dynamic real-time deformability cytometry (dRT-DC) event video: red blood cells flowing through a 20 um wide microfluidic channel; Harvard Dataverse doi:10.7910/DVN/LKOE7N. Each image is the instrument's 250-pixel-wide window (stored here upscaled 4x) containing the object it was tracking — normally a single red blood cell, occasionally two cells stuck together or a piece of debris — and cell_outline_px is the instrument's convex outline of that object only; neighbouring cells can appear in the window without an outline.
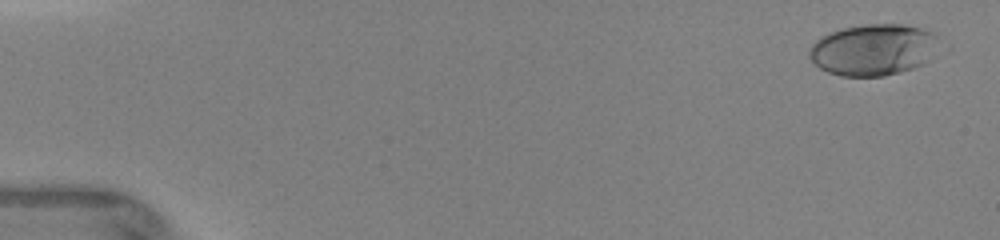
{"species": "human", "species_latin": "Homo sapiens", "temperature_condition": "warm", "stored_images_in_passage": 55, "camera_frame_rate_fps": 3000, "um_per_image_px": 0.085, "donor": {"sex": "female"}, "frame": {"image": 1, "passage_image": 2, "time_ms": 0.333, "image_size_px": [1000, 240], "cell_outline_px": [[936, 36], [928, 60], [924, 64], [900, 72], [884, 76], [840, 76], [828, 72], [820, 68], [808, 56], [808, 48], [820, 36], [828, 32], [840, 28], [864, 24], [904, 24], [920, 28], [932, 32]], "centroid_in_image_um": [74.13, 4.22], "position_along_channel_um": 10.9, "area_um2": 38.67}}
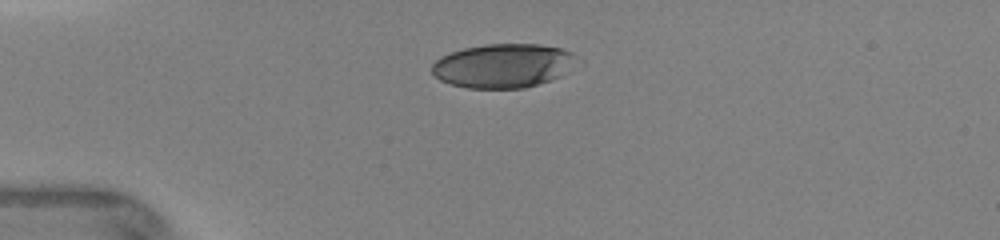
{"frame": {"image": 2, "passage_image": 23, "time_ms": 3.667, "image_size_px": [1000, 240], "cell_outline_px": [[584, 64], [560, 76], [524, 88], [468, 88], [452, 84], [440, 80], [432, 72], [432, 64], [440, 56], [464, 48], [484, 44], [540, 44], [560, 48], [572, 52], [584, 60]], "centroid_in_image_um": [42.89, 5.57], "position_along_channel_um": 42.1, "area_um2": 37.74}}
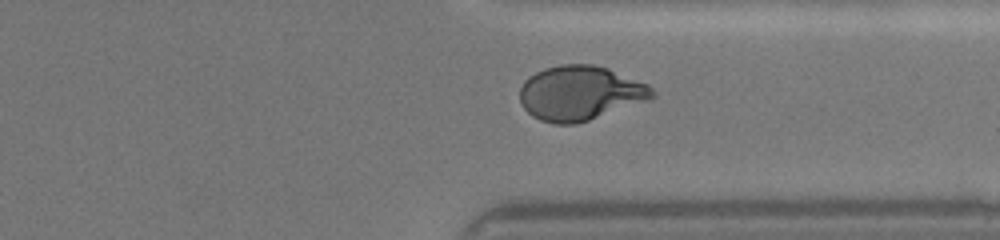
{"frame": {"image": 3, "passage_image": 50, "time_ms": 11.667, "image_size_px": [1000, 240], "cell_outline_px": [[656, 96], [648, 100], [576, 124], [556, 124], [540, 120], [532, 116], [520, 104], [520, 88], [524, 80], [528, 76], [544, 68], [560, 64], [592, 64], [608, 68], [648, 84], [656, 92]], "centroid_in_image_um": [49.29, 7.9], "position_along_channel_um": 362.1, "area_um2": 42.19}}